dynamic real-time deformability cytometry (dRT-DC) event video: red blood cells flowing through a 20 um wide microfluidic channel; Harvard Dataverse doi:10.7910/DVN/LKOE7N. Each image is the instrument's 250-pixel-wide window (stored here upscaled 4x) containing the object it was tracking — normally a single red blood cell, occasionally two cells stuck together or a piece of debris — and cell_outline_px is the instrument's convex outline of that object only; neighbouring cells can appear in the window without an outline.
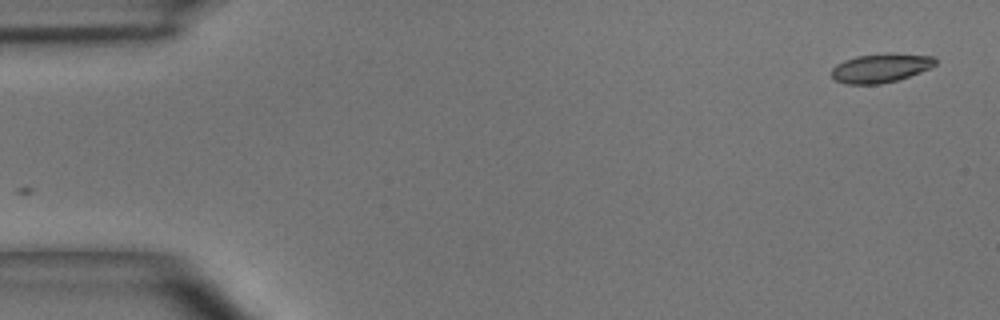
{"species": "common noctule bat (a hibernating species)", "species_latin": "Nyctalus noctula", "temperature_condition": "room temperature", "stored_images_in_passage": 48, "camera_frame_rate_fps": 3000, "um_per_image_px": 0.085, "animal": {"sex": "male", "body_mass_g": 15.6}, "frame": {"image": 1, "passage_image": 1, "time_ms": 0.0, "image_size_px": [1000, 320], "cell_outline_px": [[936, 64], [920, 72], [896, 80], [880, 84], [848, 84], [836, 80], [832, 76], [832, 68], [836, 64], [844, 60], [856, 56], [888, 52], [892, 52], [932, 56], [936, 60]], "centroid_in_image_um": [74.85, 5.76], "position_along_channel_um": 10.2, "area_um2": 17.51}}
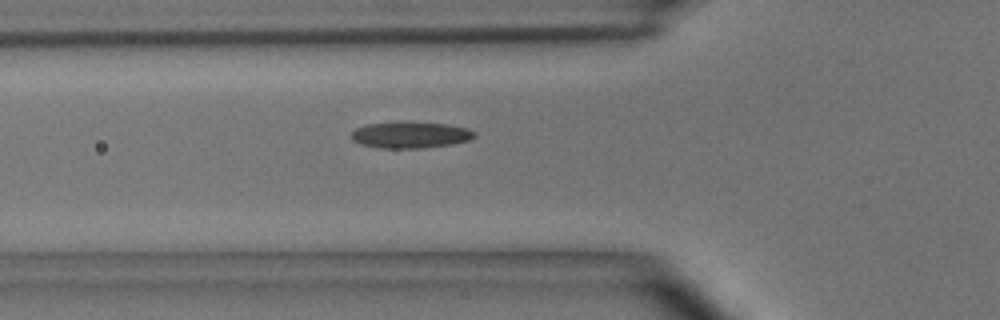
{"frame": {"image": 2, "passage_image": 16, "time_ms": 5.0, "image_size_px": [1000, 320], "cell_outline_px": [[476, 136], [468, 140], [452, 144], [424, 148], [376, 148], [360, 144], [352, 140], [352, 132], [356, 128], [368, 124], [448, 124], [468, 128], [476, 132]], "centroid_in_image_um": [34.91, 11.51], "position_along_channel_um": 90.9, "area_um2": 18.26}}
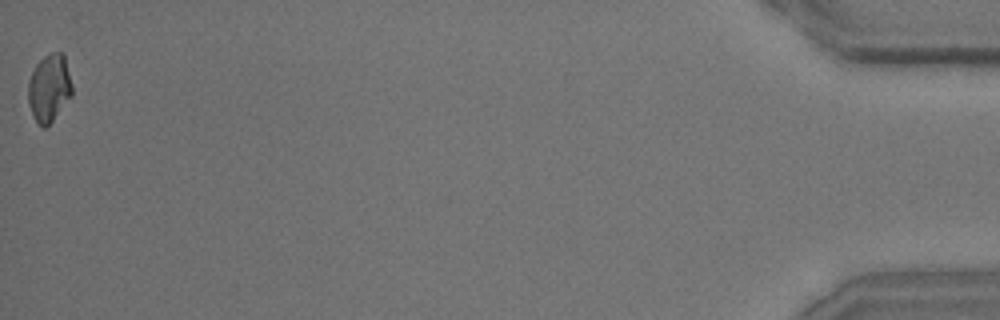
{"frame": {"image": 3, "passage_image": 48, "time_ms": 15.667, "image_size_px": [1000, 320], "cell_outline_px": [[72, 96], [52, 120], [44, 128], [36, 120], [28, 104], [28, 80], [36, 64], [44, 56], [52, 52], [60, 52], [64, 56], [72, 84]], "centroid_in_image_um": [4.18, 7.46], "position_along_channel_um": 431.0, "area_um2": 17.05}, "authors_computed_cell_mechanics": {"area_um2": 17.8891, "velocity_mm_per_s": 4.0626, "shape_relaxation_time_tau1_ms": 3.7281, "shape_relaxation_time_tau2_ms": 3.0164, "deformation_change_tau1": 0.1347, "deformation_change_tau2": 0.0889}}